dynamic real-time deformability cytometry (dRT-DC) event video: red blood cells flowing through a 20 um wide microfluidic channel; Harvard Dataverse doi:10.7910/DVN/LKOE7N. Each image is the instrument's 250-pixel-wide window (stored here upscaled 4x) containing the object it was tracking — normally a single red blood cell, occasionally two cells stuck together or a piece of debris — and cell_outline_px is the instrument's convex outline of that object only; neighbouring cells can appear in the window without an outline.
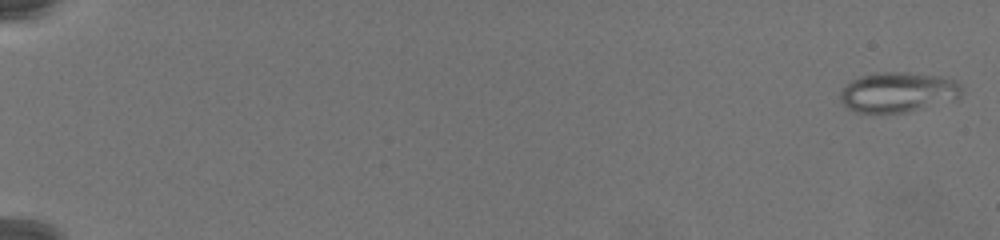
{"species": "common noctule bat (a hibernating species)", "species_latin": "Nyctalus noctula", "temperature_condition": "warm", "stored_images_in_passage": 79, "camera_frame_rate_fps": 3000, "um_per_image_px": 0.085, "animal": {"sex": "female", "body_mass_g": 19.5, "forearm_length_mm": 54.1}, "frame": {"image": 1, "passage_image": 2, "time_ms": 0.333, "image_size_px": [1000, 240], "cell_outline_px": [[964, 88], [960, 96], [956, 100], [908, 112], [856, 112], [848, 108], [840, 100], [840, 92], [852, 80], [860, 76], [876, 72], [904, 72], [940, 76], [956, 80]], "centroid_in_image_um": [76.38, 7.83], "position_along_channel_um": 8.6, "area_um2": 28.5}}
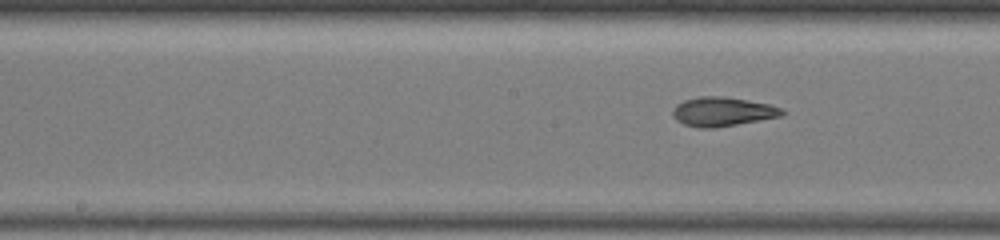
{"frame": {"image": 2, "passage_image": 44, "time_ms": 14.333, "image_size_px": [1000, 240], "cell_outline_px": [[788, 112], [780, 116], [760, 120], [716, 128], [696, 128], [684, 124], [676, 120], [672, 116], [672, 108], [676, 104], [684, 100], [700, 96], [724, 96], [748, 100], [768, 104], [780, 108]], "centroid_in_image_um": [61.37, 9.49], "position_along_channel_um": 186.8, "area_um2": 18.73}}
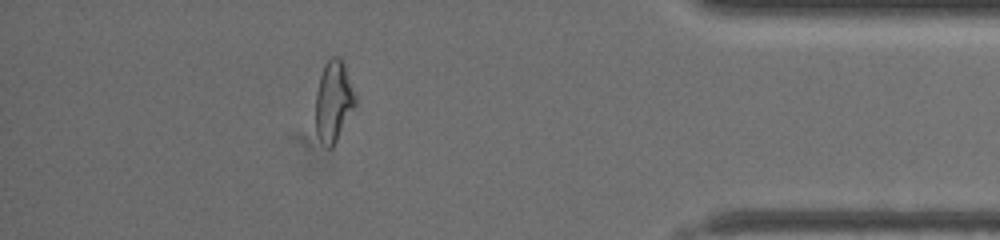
{"frame": {"image": 3, "passage_image": 71, "time_ms": 23.333, "image_size_px": [1000, 240], "cell_outline_px": [[356, 104], [332, 148], [328, 148], [320, 140], [316, 132], [316, 92], [320, 76], [324, 64], [332, 56], [340, 56], [344, 60], [356, 96]], "centroid_in_image_um": [28.36, 8.55], "position_along_channel_um": 406.8, "area_um2": 18.79}}